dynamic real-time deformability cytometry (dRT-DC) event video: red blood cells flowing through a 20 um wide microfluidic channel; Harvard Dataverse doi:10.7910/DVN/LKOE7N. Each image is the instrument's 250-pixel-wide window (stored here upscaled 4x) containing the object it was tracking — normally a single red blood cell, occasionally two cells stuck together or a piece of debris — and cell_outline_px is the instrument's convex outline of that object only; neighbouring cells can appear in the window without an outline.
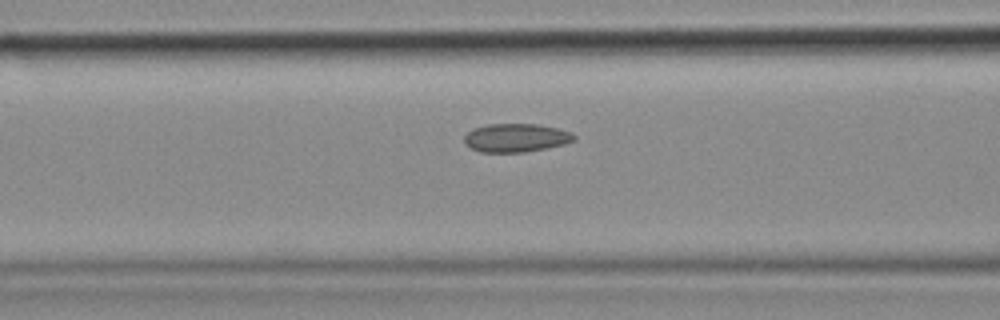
{"species": "common noctule bat (a hibernating species)", "species_latin": "Nyctalus noctula", "temperature_condition": "cold", "stored_images_in_passage": 18, "camera_frame_rate_fps": 3000, "um_per_image_px": 0.085, "animal": {"sex": "female", "body_mass_g": 18.4}, "frame": {"image": 1, "passage_image": 16, "time_ms": 5.0, "image_size_px": [1000, 320], "cell_outline_px": [[576, 140], [564, 144], [524, 152], [480, 152], [464, 144], [464, 136], [472, 128], [488, 124], [536, 124], [556, 128], [572, 132], [576, 136]], "centroid_in_image_um": [43.84, 11.71], "position_along_channel_um": 122.8, "area_um2": 18.21}}